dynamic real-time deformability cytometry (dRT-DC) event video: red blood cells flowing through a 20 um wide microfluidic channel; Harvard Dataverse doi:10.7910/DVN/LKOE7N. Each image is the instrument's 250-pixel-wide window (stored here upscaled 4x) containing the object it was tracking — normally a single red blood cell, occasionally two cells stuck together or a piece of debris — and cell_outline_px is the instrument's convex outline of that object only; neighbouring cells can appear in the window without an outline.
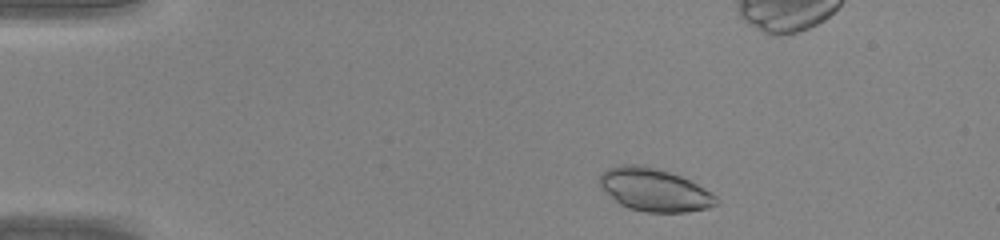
{"species": "common noctule bat (a hibernating species)", "species_latin": "Nyctalus noctula", "temperature_condition": "warm", "stored_images_in_passage": 40, "camera_frame_rate_fps": 3000, "um_per_image_px": 0.085, "animal": {"sex": "male", "body_mass_g": 20.0, "forearm_length_mm": 53.3}, "frame": {"image": 1, "passage_image": 3, "time_ms": 0.667, "image_size_px": [1000, 240], "cell_outline_px": [[720, 200], [716, 204], [708, 208], [688, 212], [644, 212], [628, 208], [620, 204], [600, 188], [600, 172], [608, 168], [624, 164], [644, 164], [680, 176], [704, 188], [716, 196]], "centroid_in_image_um": [55.59, 16.14], "position_along_channel_um": 29.4, "area_um2": 29.13}}
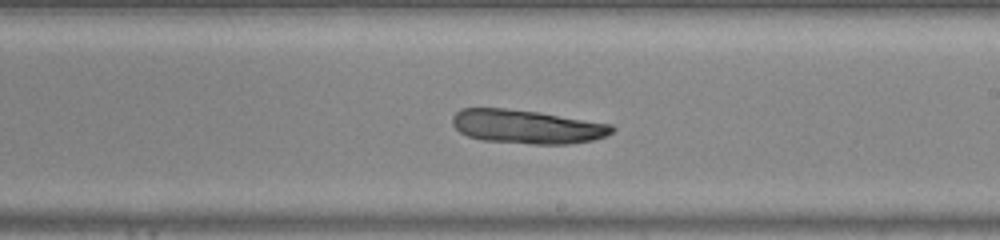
{"frame": {"image": 2, "passage_image": 22, "time_ms": 7.0, "image_size_px": [1000, 240], "cell_outline_px": [[616, 128], [608, 136], [592, 140], [568, 144], [532, 144], [484, 140], [468, 136], [460, 132], [452, 124], [452, 116], [460, 108], [504, 108], [536, 112], [612, 124]], "centroid_in_image_um": [44.79, 10.77], "position_along_channel_um": 244.2, "area_um2": 31.33}}
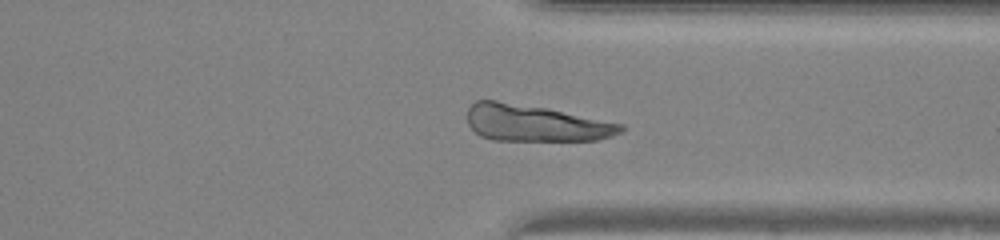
{"frame": {"image": 3, "passage_image": 30, "time_ms": 9.667, "image_size_px": [1000, 240], "cell_outline_px": [[624, 132], [612, 136], [596, 140], [492, 140], [480, 136], [468, 124], [468, 108], [476, 100], [496, 100], [548, 108], [624, 124]], "centroid_in_image_um": [45.52, 10.46], "position_along_channel_um": 365.9, "area_um2": 32.77}}